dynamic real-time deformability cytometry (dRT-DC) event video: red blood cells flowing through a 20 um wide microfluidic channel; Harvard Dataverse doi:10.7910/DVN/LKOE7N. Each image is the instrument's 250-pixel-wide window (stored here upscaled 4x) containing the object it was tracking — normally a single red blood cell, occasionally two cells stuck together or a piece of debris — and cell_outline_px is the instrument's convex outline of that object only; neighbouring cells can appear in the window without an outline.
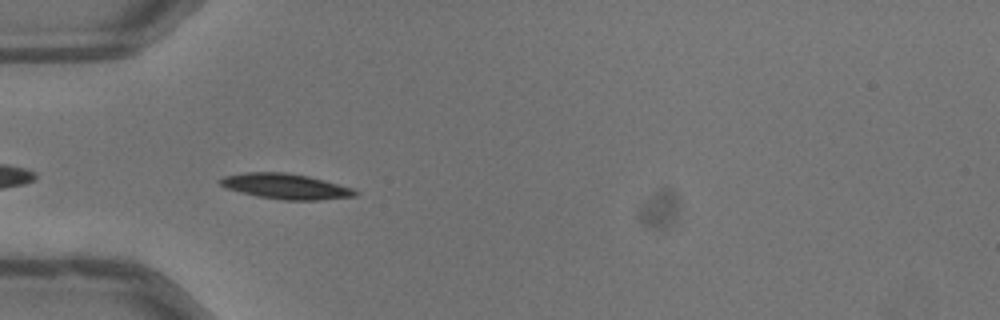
{"species": "common noctule bat (a hibernating species)", "species_latin": "Nyctalus noctula", "temperature_condition": "warm", "stored_images_in_passage": 23, "camera_frame_rate_fps": 3000, "um_per_image_px": 0.085, "animal": {"sex": "male", "body_mass_g": 13.3}, "frame": {"image": 1, "passage_image": 2, "time_ms": 0.333, "image_size_px": [1000, 320], "cell_outline_px": [[356, 196], [320, 200], [284, 200], [256, 196], [228, 188], [220, 184], [216, 180], [224, 176], [248, 172], [284, 172], [308, 176], [324, 180], [352, 188], [356, 192]], "centroid_in_image_um": [24.26, 15.84], "position_along_channel_um": 60.7, "area_um2": 19.77}}
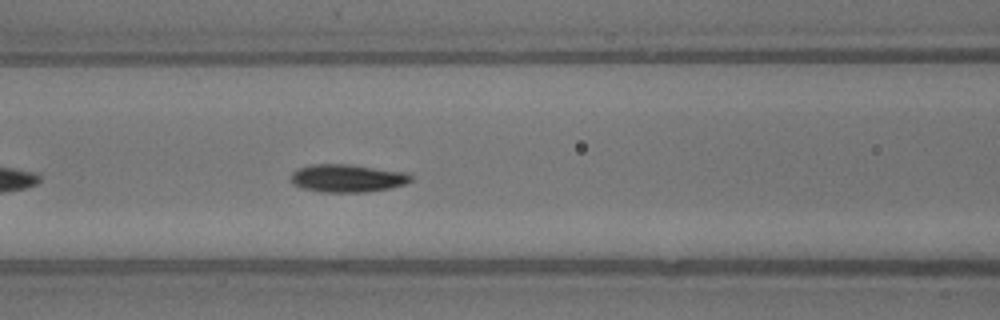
{"frame": {"image": 2, "passage_image": 8, "time_ms": 2.333, "image_size_px": [1000, 320], "cell_outline_px": [[412, 180], [408, 184], [388, 188], [364, 192], [320, 192], [300, 188], [292, 184], [292, 172], [300, 168], [312, 164], [348, 164], [404, 172], [412, 176]], "centroid_in_image_um": [29.51, 15.15], "position_along_channel_um": 137.1, "area_um2": 19.42}}
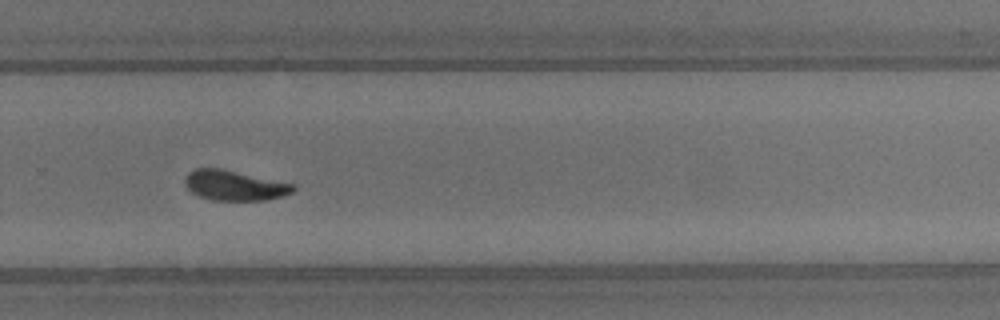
{"frame": {"image": 3, "passage_image": 21, "time_ms": 6.667, "image_size_px": [1000, 320], "cell_outline_px": [[296, 188], [292, 192], [284, 196], [264, 200], [212, 200], [200, 196], [192, 192], [184, 184], [184, 180], [188, 172], [196, 168], [220, 168], [296, 184]], "centroid_in_image_um": [19.95, 15.75], "position_along_channel_um": 309.9, "area_um2": 19.02}}